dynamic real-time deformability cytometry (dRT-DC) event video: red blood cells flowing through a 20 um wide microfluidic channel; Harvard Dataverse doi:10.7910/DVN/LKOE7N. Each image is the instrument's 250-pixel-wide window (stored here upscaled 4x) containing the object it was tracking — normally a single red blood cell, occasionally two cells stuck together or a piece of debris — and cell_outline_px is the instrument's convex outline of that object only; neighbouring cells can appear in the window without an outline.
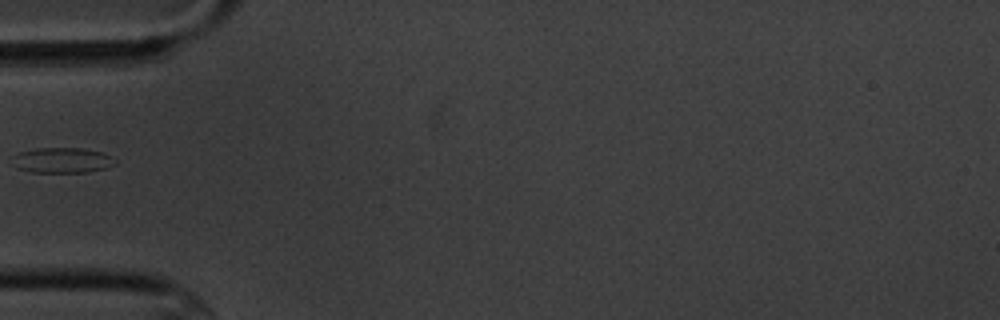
{"species": "common noctule bat (a hibernating species)", "species_latin": "Nyctalus noctula", "temperature_condition": "cold", "stored_images_in_passage": 6, "segment_of_instrument_passage": [2, 2], "camera_frame_rate_fps": 3000, "um_per_image_px": 0.085, "animal": {"sex": "male", "body_mass_g": 20.1, "forearm_length_mm": 53.5}, "frame": {"image": 1, "passage_image": 6, "time_ms": 5.667, "image_size_px": [1000, 320], "cell_outline_px": [[116, 164], [108, 168], [88, 172], [32, 172], [16, 168], [12, 156], [20, 152], [36, 148], [80, 148], [100, 152], [112, 156], [116, 160]], "centroid_in_image_um": [5.31, 13.63], "position_along_channel_um": 79.7, "area_um2": 15.2}}